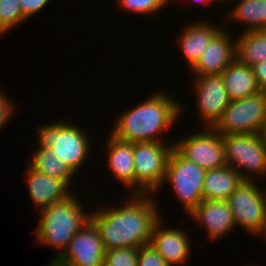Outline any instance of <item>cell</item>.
<instances>
[{
	"instance_id": "cell-3",
	"label": "cell",
	"mask_w": 266,
	"mask_h": 266,
	"mask_svg": "<svg viewBox=\"0 0 266 266\" xmlns=\"http://www.w3.org/2000/svg\"><path fill=\"white\" fill-rule=\"evenodd\" d=\"M76 197L71 194L39 210L41 218L36 229V243L58 250L54 257L59 258L63 254L73 236L90 220L91 212L84 211V204Z\"/></svg>"
},
{
	"instance_id": "cell-12",
	"label": "cell",
	"mask_w": 266,
	"mask_h": 266,
	"mask_svg": "<svg viewBox=\"0 0 266 266\" xmlns=\"http://www.w3.org/2000/svg\"><path fill=\"white\" fill-rule=\"evenodd\" d=\"M106 250L95 224L89 220L59 257L74 266H103Z\"/></svg>"
},
{
	"instance_id": "cell-7",
	"label": "cell",
	"mask_w": 266,
	"mask_h": 266,
	"mask_svg": "<svg viewBox=\"0 0 266 266\" xmlns=\"http://www.w3.org/2000/svg\"><path fill=\"white\" fill-rule=\"evenodd\" d=\"M213 129L221 135L266 133V92L230 101Z\"/></svg>"
},
{
	"instance_id": "cell-21",
	"label": "cell",
	"mask_w": 266,
	"mask_h": 266,
	"mask_svg": "<svg viewBox=\"0 0 266 266\" xmlns=\"http://www.w3.org/2000/svg\"><path fill=\"white\" fill-rule=\"evenodd\" d=\"M236 59L252 67L266 61V30L243 31L236 37Z\"/></svg>"
},
{
	"instance_id": "cell-16",
	"label": "cell",
	"mask_w": 266,
	"mask_h": 266,
	"mask_svg": "<svg viewBox=\"0 0 266 266\" xmlns=\"http://www.w3.org/2000/svg\"><path fill=\"white\" fill-rule=\"evenodd\" d=\"M108 171L121 184L135 194V168L133 158V143L117 139L109 134L106 139Z\"/></svg>"
},
{
	"instance_id": "cell-17",
	"label": "cell",
	"mask_w": 266,
	"mask_h": 266,
	"mask_svg": "<svg viewBox=\"0 0 266 266\" xmlns=\"http://www.w3.org/2000/svg\"><path fill=\"white\" fill-rule=\"evenodd\" d=\"M28 190L36 210L48 207L70 196V187L61 179L39 173L30 166L26 169Z\"/></svg>"
},
{
	"instance_id": "cell-15",
	"label": "cell",
	"mask_w": 266,
	"mask_h": 266,
	"mask_svg": "<svg viewBox=\"0 0 266 266\" xmlns=\"http://www.w3.org/2000/svg\"><path fill=\"white\" fill-rule=\"evenodd\" d=\"M189 215L198 225L205 227L211 241L226 236L236 227L227 200H202Z\"/></svg>"
},
{
	"instance_id": "cell-25",
	"label": "cell",
	"mask_w": 266,
	"mask_h": 266,
	"mask_svg": "<svg viewBox=\"0 0 266 266\" xmlns=\"http://www.w3.org/2000/svg\"><path fill=\"white\" fill-rule=\"evenodd\" d=\"M139 247L106 251L103 266H137Z\"/></svg>"
},
{
	"instance_id": "cell-29",
	"label": "cell",
	"mask_w": 266,
	"mask_h": 266,
	"mask_svg": "<svg viewBox=\"0 0 266 266\" xmlns=\"http://www.w3.org/2000/svg\"><path fill=\"white\" fill-rule=\"evenodd\" d=\"M20 9L26 19L43 9L50 0H19Z\"/></svg>"
},
{
	"instance_id": "cell-4",
	"label": "cell",
	"mask_w": 266,
	"mask_h": 266,
	"mask_svg": "<svg viewBox=\"0 0 266 266\" xmlns=\"http://www.w3.org/2000/svg\"><path fill=\"white\" fill-rule=\"evenodd\" d=\"M38 148H50L76 175L91 151L86 130L66 120L37 127ZM39 138V139H38Z\"/></svg>"
},
{
	"instance_id": "cell-5",
	"label": "cell",
	"mask_w": 266,
	"mask_h": 266,
	"mask_svg": "<svg viewBox=\"0 0 266 266\" xmlns=\"http://www.w3.org/2000/svg\"><path fill=\"white\" fill-rule=\"evenodd\" d=\"M222 140L227 165L244 180L266 176V133L222 135Z\"/></svg>"
},
{
	"instance_id": "cell-13",
	"label": "cell",
	"mask_w": 266,
	"mask_h": 266,
	"mask_svg": "<svg viewBox=\"0 0 266 266\" xmlns=\"http://www.w3.org/2000/svg\"><path fill=\"white\" fill-rule=\"evenodd\" d=\"M236 38L221 29L203 51L196 65L189 71L195 76L221 75L236 58Z\"/></svg>"
},
{
	"instance_id": "cell-22",
	"label": "cell",
	"mask_w": 266,
	"mask_h": 266,
	"mask_svg": "<svg viewBox=\"0 0 266 266\" xmlns=\"http://www.w3.org/2000/svg\"><path fill=\"white\" fill-rule=\"evenodd\" d=\"M237 2L228 19L245 26L249 30H266V0H235Z\"/></svg>"
},
{
	"instance_id": "cell-27",
	"label": "cell",
	"mask_w": 266,
	"mask_h": 266,
	"mask_svg": "<svg viewBox=\"0 0 266 266\" xmlns=\"http://www.w3.org/2000/svg\"><path fill=\"white\" fill-rule=\"evenodd\" d=\"M137 266H169L158 251L149 243L139 247Z\"/></svg>"
},
{
	"instance_id": "cell-31",
	"label": "cell",
	"mask_w": 266,
	"mask_h": 266,
	"mask_svg": "<svg viewBox=\"0 0 266 266\" xmlns=\"http://www.w3.org/2000/svg\"><path fill=\"white\" fill-rule=\"evenodd\" d=\"M47 266H74V265L66 261H63L58 257H54L50 262V264H48Z\"/></svg>"
},
{
	"instance_id": "cell-6",
	"label": "cell",
	"mask_w": 266,
	"mask_h": 266,
	"mask_svg": "<svg viewBox=\"0 0 266 266\" xmlns=\"http://www.w3.org/2000/svg\"><path fill=\"white\" fill-rule=\"evenodd\" d=\"M172 143V144H171ZM165 141L133 143L135 194L158 193L163 188L169 156L174 143ZM171 144V145H170Z\"/></svg>"
},
{
	"instance_id": "cell-10",
	"label": "cell",
	"mask_w": 266,
	"mask_h": 266,
	"mask_svg": "<svg viewBox=\"0 0 266 266\" xmlns=\"http://www.w3.org/2000/svg\"><path fill=\"white\" fill-rule=\"evenodd\" d=\"M174 149L185 159L204 169L226 166L222 135L213 128L193 133L174 142Z\"/></svg>"
},
{
	"instance_id": "cell-8",
	"label": "cell",
	"mask_w": 266,
	"mask_h": 266,
	"mask_svg": "<svg viewBox=\"0 0 266 266\" xmlns=\"http://www.w3.org/2000/svg\"><path fill=\"white\" fill-rule=\"evenodd\" d=\"M206 169L182 157L172 150L166 169L164 184L171 185L186 213L190 214L203 200Z\"/></svg>"
},
{
	"instance_id": "cell-28",
	"label": "cell",
	"mask_w": 266,
	"mask_h": 266,
	"mask_svg": "<svg viewBox=\"0 0 266 266\" xmlns=\"http://www.w3.org/2000/svg\"><path fill=\"white\" fill-rule=\"evenodd\" d=\"M7 95L2 93L0 89V131L6 125H8L9 120L12 117V114L15 112V107H17Z\"/></svg>"
},
{
	"instance_id": "cell-2",
	"label": "cell",
	"mask_w": 266,
	"mask_h": 266,
	"mask_svg": "<svg viewBox=\"0 0 266 266\" xmlns=\"http://www.w3.org/2000/svg\"><path fill=\"white\" fill-rule=\"evenodd\" d=\"M166 92L154 93L146 100L123 111L110 134L125 142H162L164 132L170 131L181 115L183 104ZM182 105V106H181ZM163 133V134H162Z\"/></svg>"
},
{
	"instance_id": "cell-11",
	"label": "cell",
	"mask_w": 266,
	"mask_h": 266,
	"mask_svg": "<svg viewBox=\"0 0 266 266\" xmlns=\"http://www.w3.org/2000/svg\"><path fill=\"white\" fill-rule=\"evenodd\" d=\"M194 93L200 121L204 127L213 128L220 120L229 102L221 75H204L194 77Z\"/></svg>"
},
{
	"instance_id": "cell-33",
	"label": "cell",
	"mask_w": 266,
	"mask_h": 266,
	"mask_svg": "<svg viewBox=\"0 0 266 266\" xmlns=\"http://www.w3.org/2000/svg\"><path fill=\"white\" fill-rule=\"evenodd\" d=\"M230 2V0H215V2H217V3H223V2ZM232 2L234 1V0H231Z\"/></svg>"
},
{
	"instance_id": "cell-19",
	"label": "cell",
	"mask_w": 266,
	"mask_h": 266,
	"mask_svg": "<svg viewBox=\"0 0 266 266\" xmlns=\"http://www.w3.org/2000/svg\"><path fill=\"white\" fill-rule=\"evenodd\" d=\"M221 76L231 101L254 96L261 92L252 67L239 62L236 58Z\"/></svg>"
},
{
	"instance_id": "cell-9",
	"label": "cell",
	"mask_w": 266,
	"mask_h": 266,
	"mask_svg": "<svg viewBox=\"0 0 266 266\" xmlns=\"http://www.w3.org/2000/svg\"><path fill=\"white\" fill-rule=\"evenodd\" d=\"M256 184V185H255ZM257 182L244 180L229 196L227 202L236 227L244 228L258 237L266 234V192ZM261 189V190H260ZM264 192V193H263Z\"/></svg>"
},
{
	"instance_id": "cell-24",
	"label": "cell",
	"mask_w": 266,
	"mask_h": 266,
	"mask_svg": "<svg viewBox=\"0 0 266 266\" xmlns=\"http://www.w3.org/2000/svg\"><path fill=\"white\" fill-rule=\"evenodd\" d=\"M26 20L21 12L19 0H0V35Z\"/></svg>"
},
{
	"instance_id": "cell-32",
	"label": "cell",
	"mask_w": 266,
	"mask_h": 266,
	"mask_svg": "<svg viewBox=\"0 0 266 266\" xmlns=\"http://www.w3.org/2000/svg\"><path fill=\"white\" fill-rule=\"evenodd\" d=\"M196 2H199V3H201V4H203V5H211L213 2L215 3V0H195V2L194 3H196Z\"/></svg>"
},
{
	"instance_id": "cell-26",
	"label": "cell",
	"mask_w": 266,
	"mask_h": 266,
	"mask_svg": "<svg viewBox=\"0 0 266 266\" xmlns=\"http://www.w3.org/2000/svg\"><path fill=\"white\" fill-rule=\"evenodd\" d=\"M117 4L126 11L141 15H152L165 7L170 0H117ZM155 12V13H154Z\"/></svg>"
},
{
	"instance_id": "cell-1",
	"label": "cell",
	"mask_w": 266,
	"mask_h": 266,
	"mask_svg": "<svg viewBox=\"0 0 266 266\" xmlns=\"http://www.w3.org/2000/svg\"><path fill=\"white\" fill-rule=\"evenodd\" d=\"M153 198L151 193H132L124 205L97 207L101 209L91 213L90 220L98 229L106 251L150 243L154 225L161 218Z\"/></svg>"
},
{
	"instance_id": "cell-20",
	"label": "cell",
	"mask_w": 266,
	"mask_h": 266,
	"mask_svg": "<svg viewBox=\"0 0 266 266\" xmlns=\"http://www.w3.org/2000/svg\"><path fill=\"white\" fill-rule=\"evenodd\" d=\"M244 179L229 165L207 169L204 177L203 200H227Z\"/></svg>"
},
{
	"instance_id": "cell-23",
	"label": "cell",
	"mask_w": 266,
	"mask_h": 266,
	"mask_svg": "<svg viewBox=\"0 0 266 266\" xmlns=\"http://www.w3.org/2000/svg\"><path fill=\"white\" fill-rule=\"evenodd\" d=\"M32 155L28 165L32 169L50 177L61 179L68 186L73 184L72 181L75 174L50 148L36 147Z\"/></svg>"
},
{
	"instance_id": "cell-18",
	"label": "cell",
	"mask_w": 266,
	"mask_h": 266,
	"mask_svg": "<svg viewBox=\"0 0 266 266\" xmlns=\"http://www.w3.org/2000/svg\"><path fill=\"white\" fill-rule=\"evenodd\" d=\"M222 29L207 20L192 22L179 34L178 46L190 70L196 65L212 38Z\"/></svg>"
},
{
	"instance_id": "cell-14",
	"label": "cell",
	"mask_w": 266,
	"mask_h": 266,
	"mask_svg": "<svg viewBox=\"0 0 266 266\" xmlns=\"http://www.w3.org/2000/svg\"><path fill=\"white\" fill-rule=\"evenodd\" d=\"M162 217L154 225L150 244L169 266L184 264L189 260L191 242L184 229L163 227Z\"/></svg>"
},
{
	"instance_id": "cell-30",
	"label": "cell",
	"mask_w": 266,
	"mask_h": 266,
	"mask_svg": "<svg viewBox=\"0 0 266 266\" xmlns=\"http://www.w3.org/2000/svg\"><path fill=\"white\" fill-rule=\"evenodd\" d=\"M258 87L261 92H266V61H262L252 66Z\"/></svg>"
}]
</instances>
